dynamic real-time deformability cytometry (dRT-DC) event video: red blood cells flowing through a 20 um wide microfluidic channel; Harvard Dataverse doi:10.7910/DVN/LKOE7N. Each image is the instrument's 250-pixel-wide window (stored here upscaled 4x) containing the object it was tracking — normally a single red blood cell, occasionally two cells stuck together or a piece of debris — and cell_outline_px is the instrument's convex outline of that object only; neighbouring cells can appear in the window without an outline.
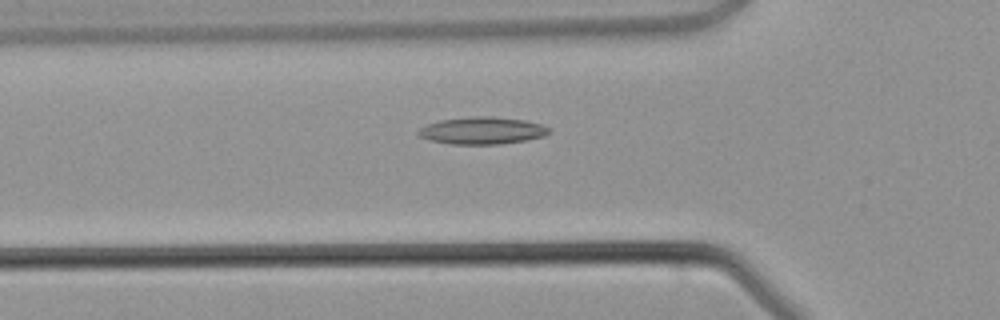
{"species": "common noctule bat (a hibernating species)", "species_latin": "Nyctalus noctula", "temperature_condition": "warm", "stored_images_in_passage": 31, "camera_frame_rate_fps": 3000, "um_per_image_px": 0.085, "animal": {"sex": "male", "body_mass_g": 21.5, "forearm_length_mm": 52.0}, "frame": {"image": 1, "passage_image": 5, "time_ms": 1.333, "image_size_px": [1000, 320], "cell_outline_px": [[552, 132], [544, 136], [524, 140], [500, 144], [452, 144], [432, 140], [420, 136], [416, 132], [420, 128], [428, 124], [440, 120], [476, 116], [492, 116], [524, 120], [540, 124], [548, 128]], "centroid_in_image_um": [41.0, 11.09], "position_along_channel_um": 84.8, "area_um2": 20.46}}
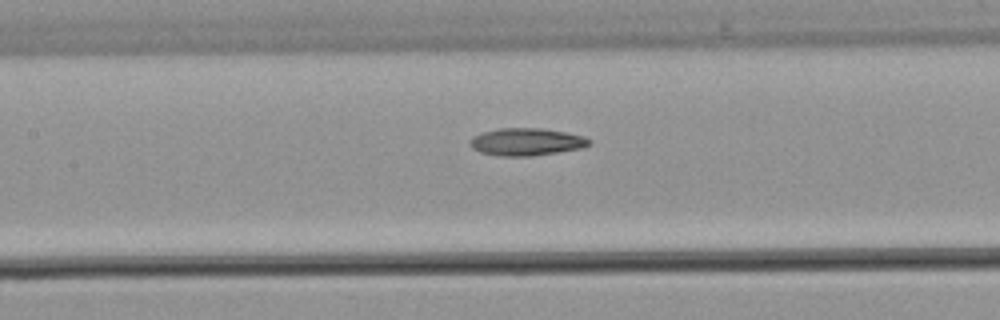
{"frame": {"image": 2, "passage_image": 10, "time_ms": 3.0, "image_size_px": [1000, 320], "cell_outline_px": [[592, 144], [584, 148], [532, 156], [500, 156], [480, 152], [472, 148], [468, 144], [472, 136], [496, 128], [544, 128], [568, 132], [584, 136], [592, 140]], "centroid_in_image_um": [44.78, 12.05], "position_along_channel_um": 162.6, "area_um2": 19.42}}
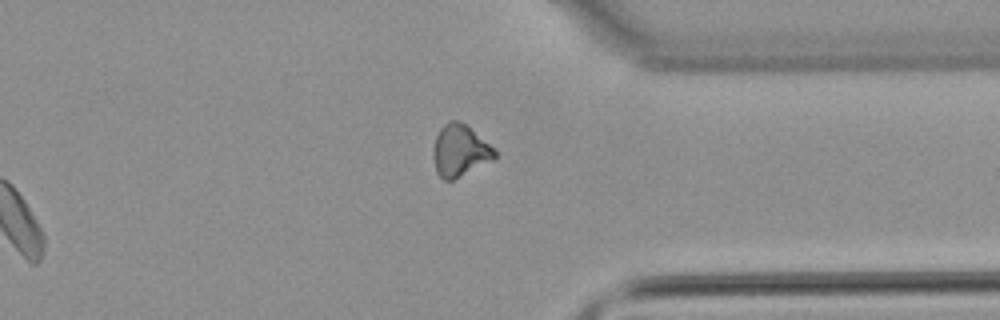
{"frame": {"image": 3, "passage_image": 24, "time_ms": 7.667, "image_size_px": [1000, 320], "cell_outline_px": [[496, 156], [492, 160], [452, 180], [444, 180], [436, 172], [432, 156], [432, 148], [436, 136], [440, 128], [444, 124], [452, 120], [460, 120], [488, 144], [496, 152]], "centroid_in_image_um": [39.03, 12.8], "position_along_channel_um": 372.4, "area_um2": 18.21}}